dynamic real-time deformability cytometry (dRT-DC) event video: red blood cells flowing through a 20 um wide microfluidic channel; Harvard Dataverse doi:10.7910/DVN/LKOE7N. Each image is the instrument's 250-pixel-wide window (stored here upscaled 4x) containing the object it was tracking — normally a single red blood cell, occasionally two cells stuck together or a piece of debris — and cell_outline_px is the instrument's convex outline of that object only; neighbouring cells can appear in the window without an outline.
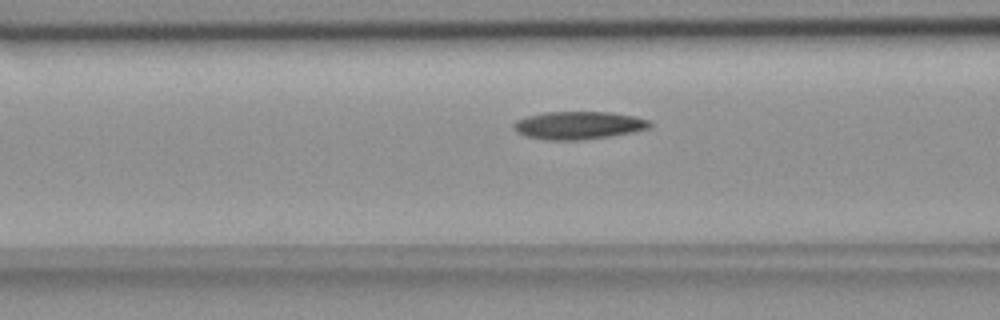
{"species": "common noctule bat (a hibernating species)", "species_latin": "Nyctalus noctula", "temperature_condition": "room temperature", "stored_images_in_passage": 55, "camera_frame_rate_fps": 3000, "um_per_image_px": 0.085, "animal": {"sex": "female", "body_mass_g": 18.4}, "frame": {"image": 1, "passage_image": 21, "time_ms": 6.667, "image_size_px": [1000, 320], "cell_outline_px": [[652, 124], [648, 128], [632, 132], [608, 136], [580, 140], [548, 140], [528, 136], [516, 132], [512, 128], [512, 124], [516, 120], [524, 116], [544, 112], [608, 112], [632, 116], [648, 120]], "centroid_in_image_um": [49.1, 10.64], "position_along_channel_um": 117.5, "area_um2": 21.96}}
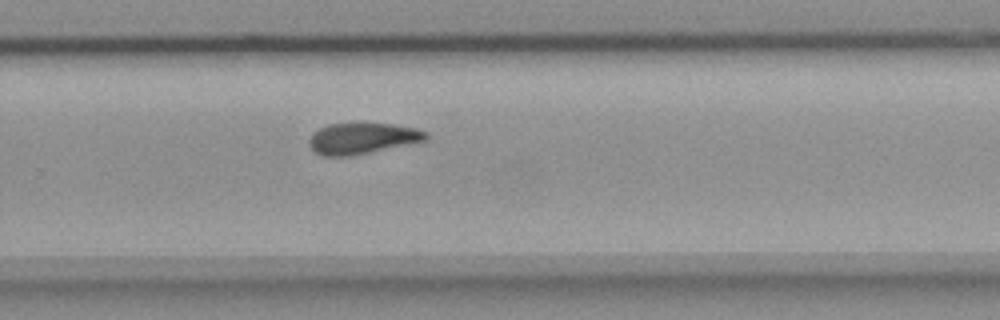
{"frame": {"image": 2, "passage_image": 36, "time_ms": 11.667, "image_size_px": [1000, 320], "cell_outline_px": [[428, 140], [352, 156], [324, 156], [316, 152], [312, 148], [308, 140], [312, 132], [328, 124], [364, 120], [392, 124], [416, 128], [428, 132]], "centroid_in_image_um": [30.81, 11.71], "position_along_channel_um": 299.0, "area_um2": 21.96}}
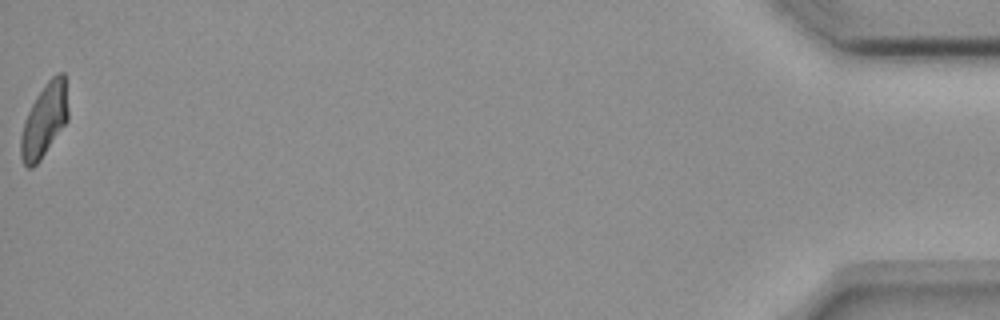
{"frame": {"image": 3, "passage_image": 55, "time_ms": 18.0, "image_size_px": [1000, 320], "cell_outline_px": [[68, 120], [40, 160], [32, 168], [28, 168], [24, 164], [20, 156], [20, 136], [24, 120], [36, 96], [48, 80], [56, 72], [64, 72], [68, 108]], "centroid_in_image_um": [3.76, 10.22], "position_along_channel_um": 431.4, "area_um2": 20.23}, "authors_computed_cell_mechanics": {"area_um2": 21.2704, "velocity_mm_per_s": 3.6426, "shape_relaxation_time_tau1_ms": null, "shape_relaxation_time_tau2_ms": 4.6599, "deformation_change_tau1": null, "deformation_change_tau2": 0.1145}}